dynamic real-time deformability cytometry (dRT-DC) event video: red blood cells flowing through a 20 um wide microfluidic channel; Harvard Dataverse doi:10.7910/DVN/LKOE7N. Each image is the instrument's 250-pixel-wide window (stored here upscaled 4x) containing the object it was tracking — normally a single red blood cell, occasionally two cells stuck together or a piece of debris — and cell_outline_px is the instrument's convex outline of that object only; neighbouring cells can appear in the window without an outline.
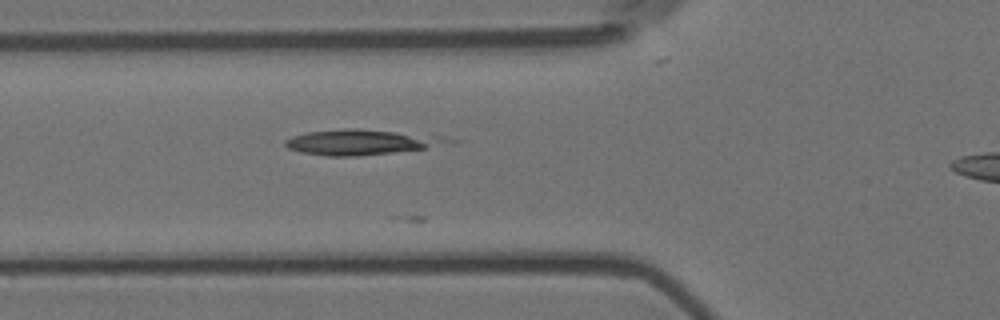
{"species": "Egyptian fruit bat (a non-hibernating species)", "species_latin": "Rousettus aegyptiacus", "temperature_condition": "room temperature", "stored_images_in_passage": 18, "camera_frame_rate_fps": 3000, "um_per_image_px": 0.085, "animal": {"sex": "female"}, "frame": {"image": 1, "passage_image": 13, "time_ms": 4.0, "image_size_px": [1000, 320], "cell_outline_px": [[456, 140], [424, 148], [392, 152], [356, 156], [328, 156], [300, 152], [288, 148], [284, 144], [284, 140], [292, 136], [304, 132], [344, 128], [360, 128], [444, 136]], "centroid_in_image_um": [30.61, 12.06], "position_along_channel_um": 95.2, "area_um2": 23.93}}
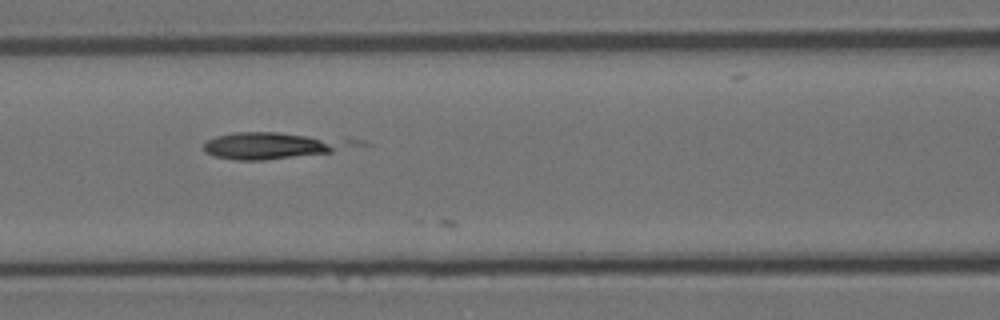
{"frame": {"image": 2, "passage_image": 17, "time_ms": 5.333, "image_size_px": [1000, 320], "cell_outline_px": [[372, 144], [332, 152], [264, 160], [236, 160], [212, 156], [204, 152], [200, 148], [208, 140], [216, 136], [236, 132], [276, 132], [360, 140]], "centroid_in_image_um": [23.28, 12.37], "position_along_channel_um": 143.3, "area_um2": 23.76}}